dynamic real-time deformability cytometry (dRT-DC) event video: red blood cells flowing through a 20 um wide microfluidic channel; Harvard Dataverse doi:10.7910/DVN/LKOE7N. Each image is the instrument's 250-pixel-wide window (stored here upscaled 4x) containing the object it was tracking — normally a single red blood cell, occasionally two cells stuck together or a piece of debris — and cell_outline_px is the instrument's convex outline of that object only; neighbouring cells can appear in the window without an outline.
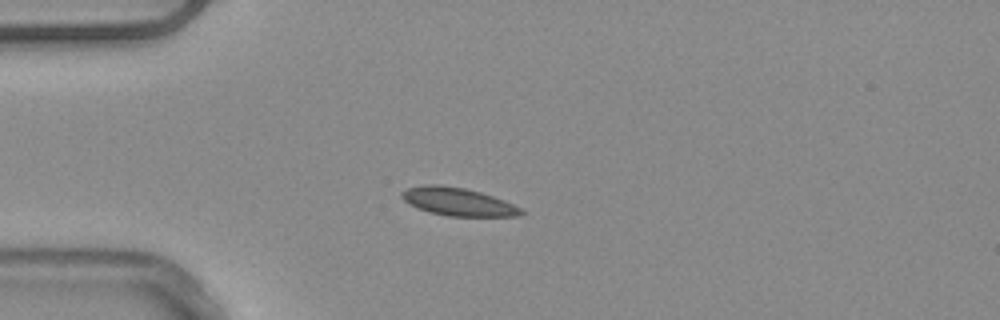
{"species": "common noctule bat (a hibernating species)", "species_latin": "Nyctalus noctula", "temperature_condition": "warm", "stored_images_in_passage": 39, "camera_frame_rate_fps": 3000, "um_per_image_px": 0.085, "animal": {"sex": "male", "body_mass_g": 20.4}, "frame": {"image": 1, "passage_image": 1, "time_ms": 0.0, "image_size_px": [1000, 320], "cell_outline_px": [[524, 212], [520, 216], [448, 216], [428, 212], [408, 204], [400, 196], [400, 192], [408, 188], [424, 184], [440, 184], [464, 188], [480, 192], [504, 200], [520, 208]], "centroid_in_image_um": [38.88, 17.14], "position_along_channel_um": 46.1, "area_um2": 19.48}, "authors_computed_cell_mechanics": {"area_um2": 18.4382, "velocity_mm_per_s": 3.8956, "shape_relaxation_time_tau1_ms": null, "shape_relaxation_time_tau2_ms": 3.4178, "deformation_change_tau1": null, "deformation_change_tau2": 0.0532}}